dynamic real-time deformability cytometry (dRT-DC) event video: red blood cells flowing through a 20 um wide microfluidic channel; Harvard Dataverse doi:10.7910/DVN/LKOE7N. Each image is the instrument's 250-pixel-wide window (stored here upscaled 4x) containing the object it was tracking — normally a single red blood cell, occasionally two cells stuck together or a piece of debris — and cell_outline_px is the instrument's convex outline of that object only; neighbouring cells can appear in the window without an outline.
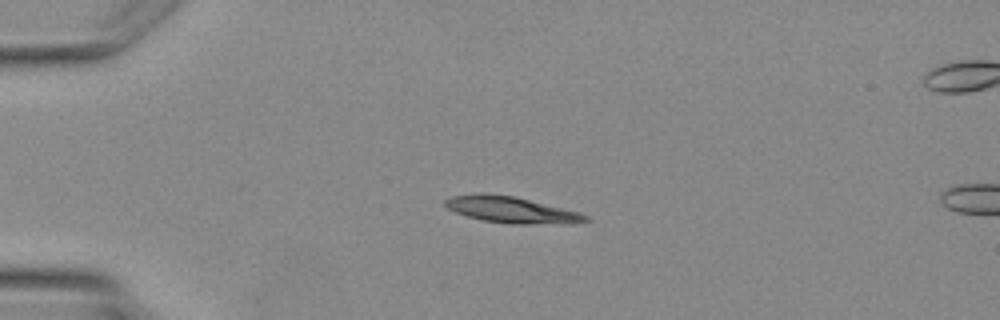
{"species": "Egyptian fruit bat (a non-hibernating species)", "species_latin": "Rousettus aegyptiacus", "temperature_condition": "warm", "stored_images_in_passage": 3, "camera_frame_rate_fps": 3000, "um_per_image_px": 0.085, "animal": {"sex": "female"}, "frame": {"image": 1, "passage_image": 2, "time_ms": 1.333, "image_size_px": [1000, 320], "cell_outline_px": [[592, 220], [572, 224], [512, 224], [484, 220], [468, 216], [456, 212], [448, 208], [444, 204], [444, 200], [448, 196], [476, 192], [484, 192], [516, 196], [580, 212], [588, 216]], "centroid_in_image_um": [43.49, 17.81], "position_along_channel_um": 41.5, "area_um2": 22.02}}